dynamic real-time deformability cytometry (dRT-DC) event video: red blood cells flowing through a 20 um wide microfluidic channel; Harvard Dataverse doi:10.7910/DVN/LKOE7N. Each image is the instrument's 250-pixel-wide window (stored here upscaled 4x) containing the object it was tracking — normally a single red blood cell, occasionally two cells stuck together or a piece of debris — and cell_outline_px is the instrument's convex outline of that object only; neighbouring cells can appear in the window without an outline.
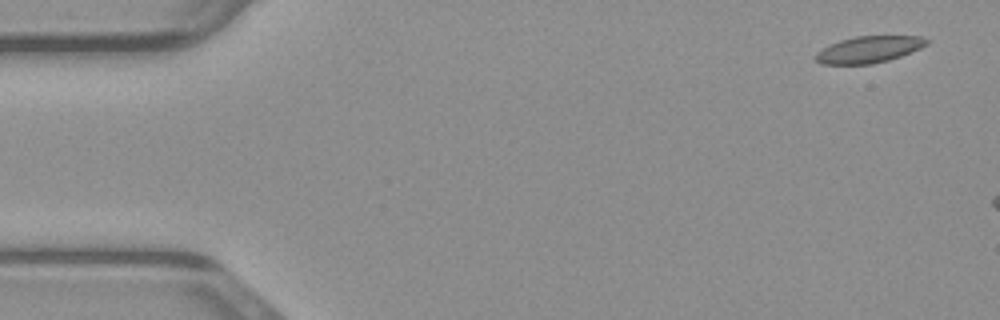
{"species": "common noctule bat (a hibernating species)", "species_latin": "Nyctalus noctula", "temperature_condition": "warm", "stored_images_in_passage": 6, "camera_frame_rate_fps": 3000, "um_per_image_px": 0.085, "animal": {"sex": "male", "body_mass_g": 23.1, "forearm_length_mm": 52.7}, "frame": {"image": 1, "passage_image": 1, "time_ms": 0.0, "image_size_px": [1000, 320], "cell_outline_px": [[928, 44], [920, 48], [900, 56], [888, 60], [868, 64], [824, 64], [816, 60], [816, 56], [824, 48], [832, 44], [856, 36], [920, 36], [928, 40]], "centroid_in_image_um": [73.91, 4.2], "position_along_channel_um": 11.1, "area_um2": 16.65}}